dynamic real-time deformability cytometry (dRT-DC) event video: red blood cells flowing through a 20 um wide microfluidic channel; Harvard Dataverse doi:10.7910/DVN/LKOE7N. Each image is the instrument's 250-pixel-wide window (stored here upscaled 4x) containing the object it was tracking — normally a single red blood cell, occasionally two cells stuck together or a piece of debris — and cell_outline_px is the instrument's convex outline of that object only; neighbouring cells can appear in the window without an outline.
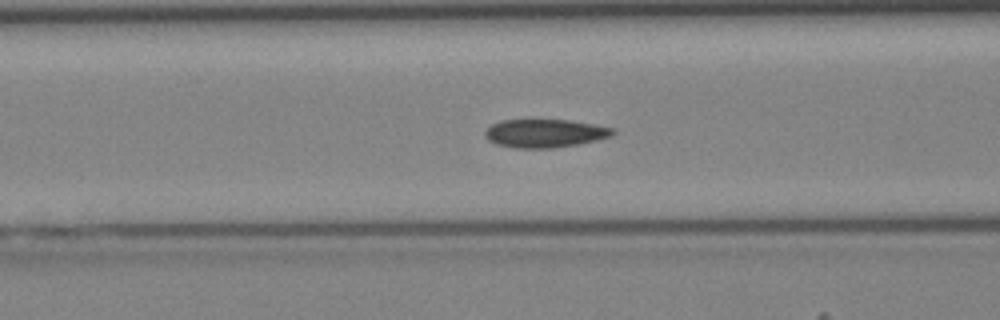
{"species": "Egyptian fruit bat (a non-hibernating species)", "species_latin": "Rousettus aegyptiacus", "temperature_condition": "cold", "stored_images_in_passage": 43, "camera_frame_rate_fps": 3000, "um_per_image_px": 0.085, "animal": {"sex": "female"}, "frame": {"image": 1, "passage_image": 17, "time_ms": 5.333, "image_size_px": [1000, 320], "cell_outline_px": [[616, 132], [612, 136], [596, 140], [576, 144], [552, 148], [516, 148], [496, 144], [488, 140], [484, 136], [484, 132], [492, 124], [500, 120], [568, 120], [596, 124], [616, 128]], "centroid_in_image_um": [46.33, 11.32], "position_along_channel_um": 120.3, "area_um2": 21.15}}
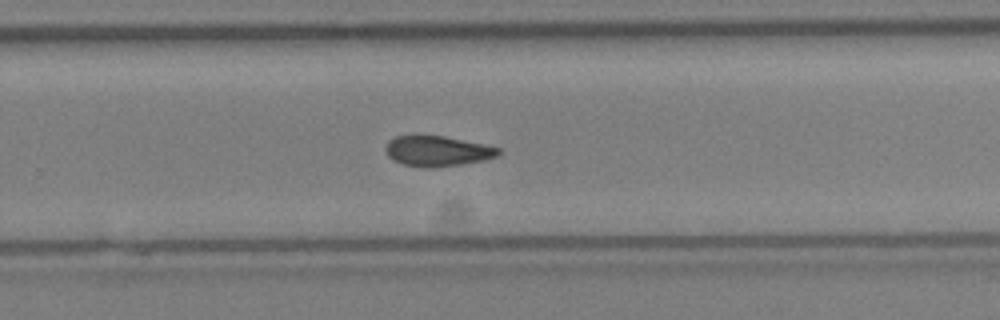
{"frame": {"image": 2, "passage_image": 28, "time_ms": 9.0, "image_size_px": [1000, 320], "cell_outline_px": [[504, 152], [496, 156], [484, 160], [460, 164], [424, 168], [404, 164], [392, 160], [388, 156], [384, 148], [388, 140], [396, 136], [416, 132], [444, 136], [484, 144], [500, 148]], "centroid_in_image_um": [37.12, 12.79], "position_along_channel_um": 292.7, "area_um2": 20.58}}
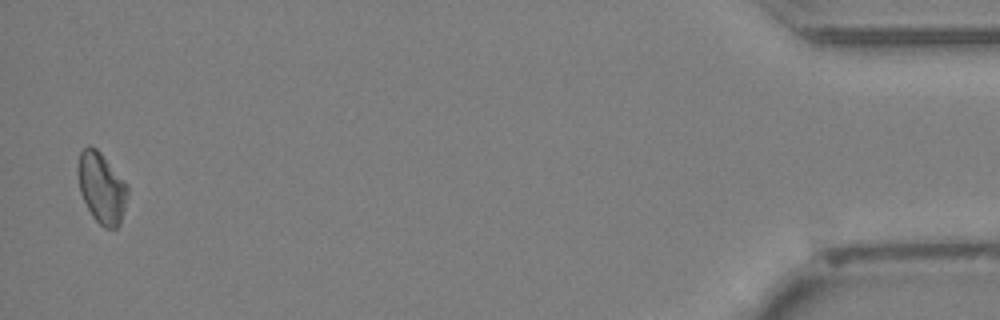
{"frame": {"image": 3, "passage_image": 42, "time_ms": 13.667, "image_size_px": [1000, 320], "cell_outline_px": [[128, 192], [120, 224], [116, 228], [104, 228], [92, 216], [80, 192], [76, 168], [80, 152], [88, 144], [96, 148], [100, 152], [128, 184]], "centroid_in_image_um": [8.62, 15.94], "position_along_channel_um": 426.6, "area_um2": 20.52}}